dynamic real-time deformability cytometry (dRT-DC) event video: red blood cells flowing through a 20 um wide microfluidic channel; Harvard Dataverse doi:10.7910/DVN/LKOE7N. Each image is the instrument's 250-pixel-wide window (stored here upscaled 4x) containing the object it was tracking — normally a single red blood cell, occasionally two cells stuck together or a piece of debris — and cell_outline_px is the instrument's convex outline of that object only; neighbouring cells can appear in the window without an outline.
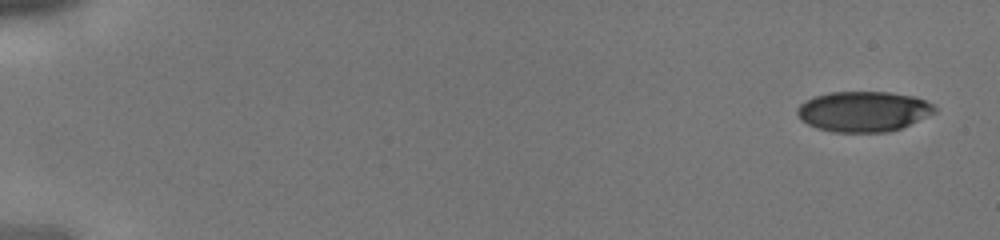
{"species": "human", "species_latin": "Homo sapiens", "temperature_condition": "cold", "stored_images_in_passage": 23, "camera_frame_rate_fps": 3000, "um_per_image_px": 0.085, "donor": {"sex": "male"}, "frame": {"image": 1, "passage_image": 1, "time_ms": 0.0, "image_size_px": [1000, 240], "cell_outline_px": [[936, 112], [900, 128], [888, 132], [832, 132], [816, 128], [800, 120], [796, 112], [796, 108], [804, 100], [812, 96], [828, 92], [888, 92], [916, 96], [936, 104]], "centroid_in_image_um": [73.37, 9.46], "position_along_channel_um": 11.6, "area_um2": 32.71}}
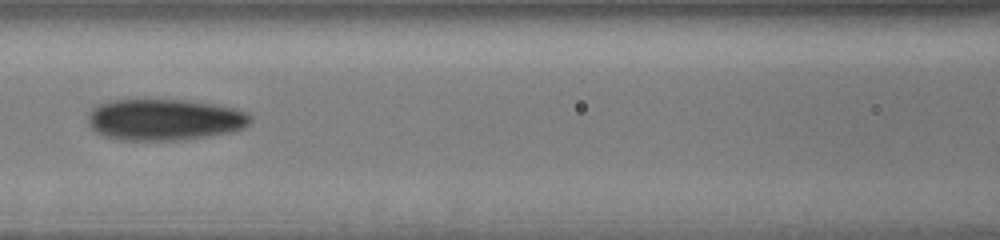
{"frame": {"image": 2, "passage_image": 14, "time_ms": 4.333, "image_size_px": [1000, 240], "cell_outline_px": [[252, 120], [244, 128], [232, 132], [208, 136], [176, 140], [116, 140], [104, 136], [96, 132], [88, 124], [88, 112], [92, 108], [100, 104], [112, 100], [184, 100], [216, 104], [236, 108], [248, 112], [252, 116]], "centroid_in_image_um": [14.0, 10.17], "position_along_channel_um": 152.6, "area_um2": 39.48}}
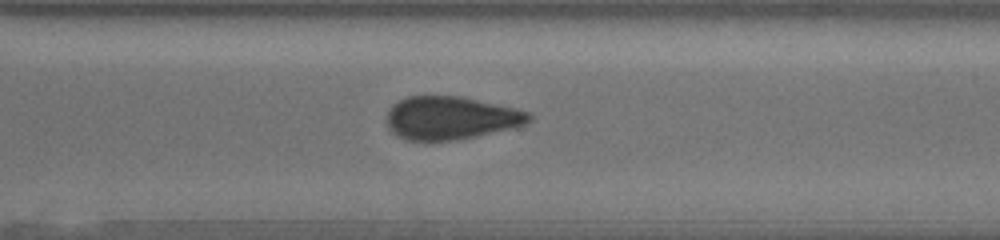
{"frame": {"image": 3, "passage_image": 23, "time_ms": 7.333, "image_size_px": [1000, 240], "cell_outline_px": [[532, 120], [528, 124], [512, 128], [476, 136], [456, 140], [424, 144], [408, 140], [392, 132], [388, 128], [388, 112], [392, 104], [408, 96], [460, 96], [516, 108], [528, 112], [532, 116]], "centroid_in_image_um": [38.31, 10.06], "position_along_channel_um": 332.3, "area_um2": 36.24}}